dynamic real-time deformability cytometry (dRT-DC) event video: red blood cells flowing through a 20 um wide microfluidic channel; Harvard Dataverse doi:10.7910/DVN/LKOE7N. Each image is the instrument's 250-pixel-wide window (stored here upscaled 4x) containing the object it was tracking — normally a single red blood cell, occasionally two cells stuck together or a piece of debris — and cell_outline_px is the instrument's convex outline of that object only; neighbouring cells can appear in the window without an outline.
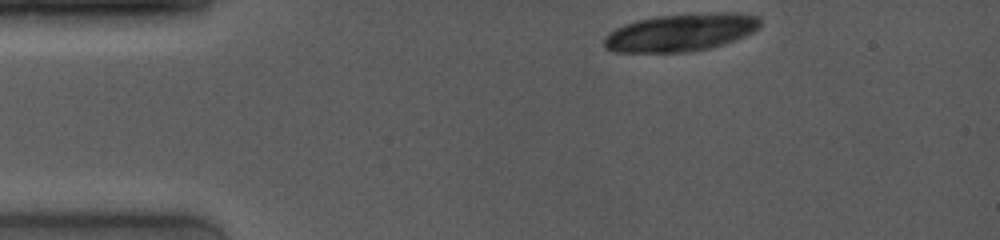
{"species": "common noctule bat (a hibernating species)", "species_latin": "Nyctalus noctula", "temperature_condition": "room temperature", "stored_images_in_passage": 3, "camera_frame_rate_fps": 4000, "um_per_image_px": 0.085, "animal": {"sex": "female", "body_mass_g": 19.0, "forearm_length_mm": 53.3}, "frame": {"image": 1, "passage_image": 1, "time_ms": 0.0, "image_size_px": [1000, 240], "cell_outline_px": [[760, 28], [736, 40], [712, 48], [688, 52], [612, 52], [604, 48], [604, 36], [608, 32], [624, 24], [636, 20], [656, 16], [708, 12], [740, 12], [760, 16]], "centroid_in_image_um": [57.88, 2.75], "position_along_channel_um": 27.1, "area_um2": 34.85}}